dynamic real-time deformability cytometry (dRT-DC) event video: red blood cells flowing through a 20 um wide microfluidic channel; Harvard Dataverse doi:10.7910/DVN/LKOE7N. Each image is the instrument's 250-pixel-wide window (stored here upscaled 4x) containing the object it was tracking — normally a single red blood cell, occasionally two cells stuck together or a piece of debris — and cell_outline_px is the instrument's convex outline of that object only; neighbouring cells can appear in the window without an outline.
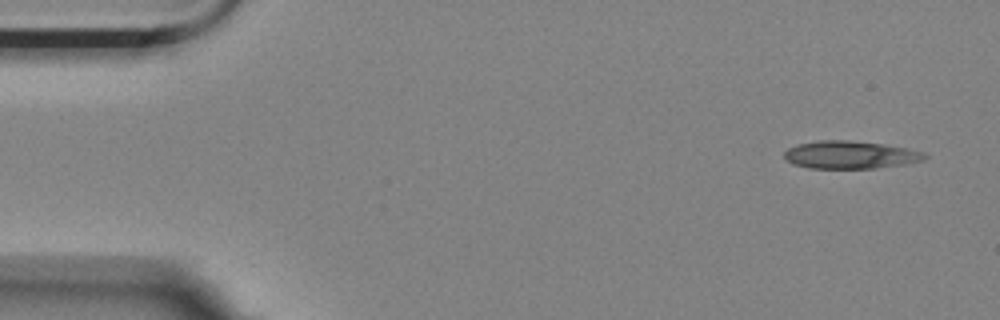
{"species": "Egyptian fruit bat (a non-hibernating species)", "species_latin": "Rousettus aegyptiacus", "temperature_condition": "room temperature", "stored_images_in_passage": 6, "camera_frame_rate_fps": 3000, "um_per_image_px": 0.085, "animal": {"sex": "female"}, "frame": {"image": 1, "passage_image": 1, "time_ms": 0.0, "image_size_px": [1000, 320], "cell_outline_px": [[928, 156], [924, 160], [904, 164], [876, 168], [808, 168], [792, 164], [784, 156], [784, 152], [788, 148], [796, 144], [816, 140], [848, 140], [884, 144], [924, 152]], "centroid_in_image_um": [72.24, 13.15], "position_along_channel_um": 12.8, "area_um2": 22.72}}
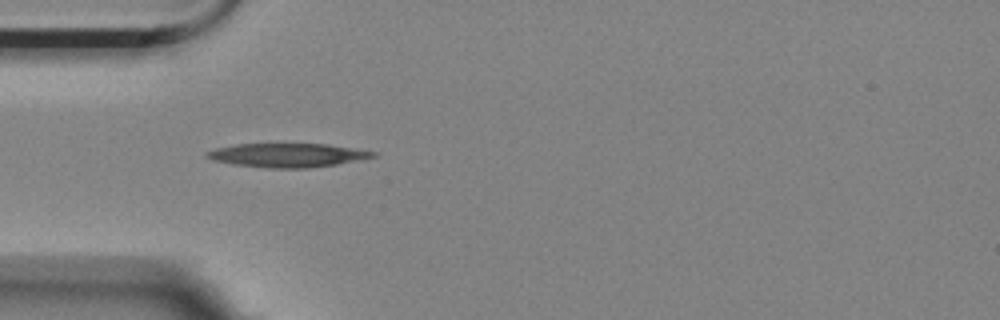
{"frame": {"image": 2, "passage_image": 5, "time_ms": 1.333, "image_size_px": [1000, 320], "cell_outline_px": [[376, 156], [336, 164], [308, 168], [268, 168], [232, 164], [212, 160], [204, 156], [204, 152], [216, 148], [236, 144], [328, 144], [376, 152]], "centroid_in_image_um": [24.36, 13.19], "position_along_channel_um": 60.6, "area_um2": 22.95}}
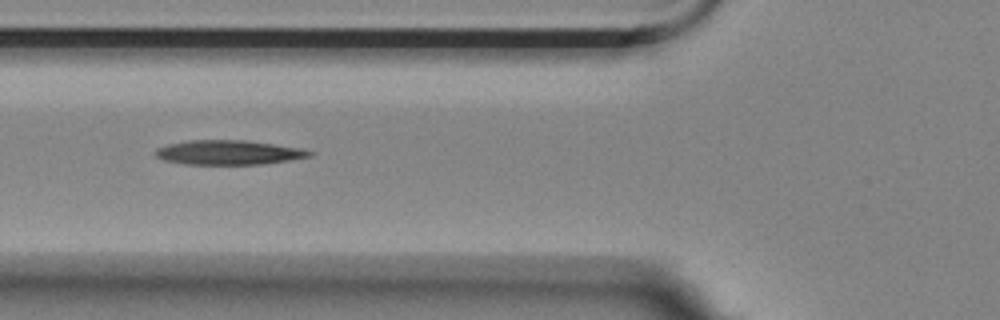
{"frame": {"image": 3, "passage_image": 6, "time_ms": 1.667, "image_size_px": [1000, 320], "cell_outline_px": [[312, 156], [288, 160], [260, 164], [184, 164], [164, 160], [156, 156], [152, 152], [156, 148], [168, 144], [188, 140], [248, 140], [300, 148], [312, 152]], "centroid_in_image_um": [19.37, 12.95], "position_along_channel_um": 106.4, "area_um2": 21.91}}